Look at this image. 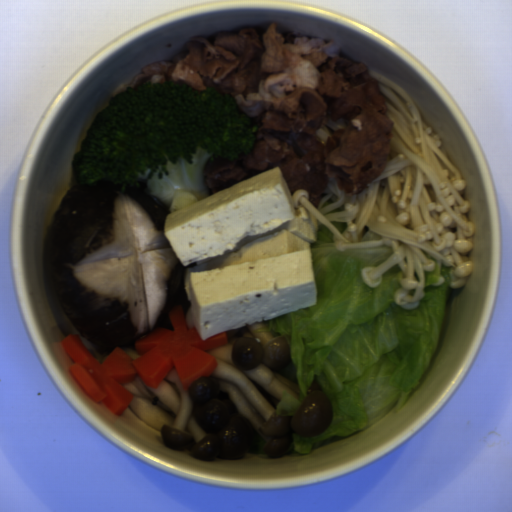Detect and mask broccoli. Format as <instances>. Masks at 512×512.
Returning a JSON list of instances; mask_svg holds the SVG:
<instances>
[{"label": "broccoli", "mask_w": 512, "mask_h": 512, "mask_svg": "<svg viewBox=\"0 0 512 512\" xmlns=\"http://www.w3.org/2000/svg\"><path fill=\"white\" fill-rule=\"evenodd\" d=\"M260 125L213 87L145 82L114 95L93 117L71 165L78 184H135L172 213L174 196L212 195L204 169L254 149Z\"/></svg>", "instance_id": "1706d50b"}]
</instances>
